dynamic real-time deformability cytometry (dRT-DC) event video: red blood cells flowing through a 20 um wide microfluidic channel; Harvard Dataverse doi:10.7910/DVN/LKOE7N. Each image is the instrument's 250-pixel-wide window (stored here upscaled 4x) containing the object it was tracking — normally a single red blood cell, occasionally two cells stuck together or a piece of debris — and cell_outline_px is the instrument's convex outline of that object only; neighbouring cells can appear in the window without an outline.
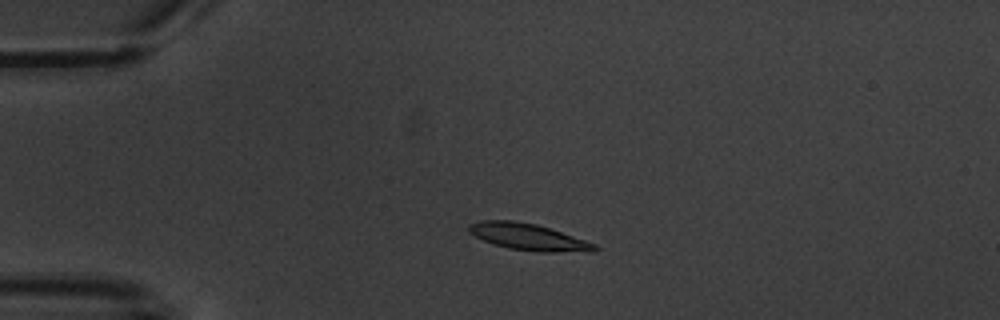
{"species": "common noctule bat (a hibernating species)", "species_latin": "Nyctalus noctula", "temperature_condition": "warm", "stored_images_in_passage": 4, "camera_frame_rate_fps": 3000, "um_per_image_px": 0.085, "animal": {"sex": "male", "body_mass_g": 20.1, "forearm_length_mm": 53.5}, "frame": {"image": 1, "passage_image": 3, "time_ms": 2.333, "image_size_px": [1000, 320], "cell_outline_px": [[600, 248], [592, 252], [540, 252], [508, 248], [492, 244], [468, 232], [468, 224], [480, 220], [516, 220], [536, 224], [596, 244]], "centroid_in_image_um": [44.89, 20.14], "position_along_channel_um": 40.1, "area_um2": 19.54}}